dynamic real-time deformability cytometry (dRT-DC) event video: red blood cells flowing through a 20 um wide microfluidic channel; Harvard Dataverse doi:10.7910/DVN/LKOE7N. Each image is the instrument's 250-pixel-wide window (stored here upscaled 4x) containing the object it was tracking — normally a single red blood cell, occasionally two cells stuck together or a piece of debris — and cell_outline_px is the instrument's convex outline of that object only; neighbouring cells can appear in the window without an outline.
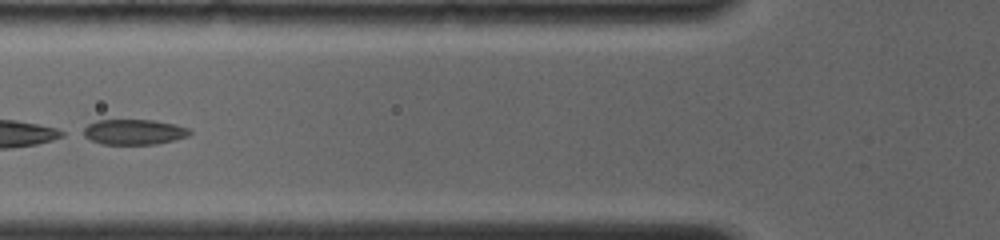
{"species": "common noctule bat (a hibernating species)", "species_latin": "Nyctalus noctula", "temperature_condition": "room temperature", "stored_images_in_passage": 4, "camera_frame_rate_fps": 4000, "um_per_image_px": 0.085, "animal": {"sex": "female", "body_mass_g": 19.0, "forearm_length_mm": 56.7}, "frame": {"image": 1, "passage_image": 3, "time_ms": 1.0, "image_size_px": [1000, 240], "cell_outline_px": [[192, 132], [188, 136], [156, 144], [100, 144], [76, 132], [88, 124], [96, 120], [152, 120], [172, 124], [188, 128]], "centroid_in_image_um": [11.28, 11.21], "position_along_channel_um": 114.5, "area_um2": 15.78}}